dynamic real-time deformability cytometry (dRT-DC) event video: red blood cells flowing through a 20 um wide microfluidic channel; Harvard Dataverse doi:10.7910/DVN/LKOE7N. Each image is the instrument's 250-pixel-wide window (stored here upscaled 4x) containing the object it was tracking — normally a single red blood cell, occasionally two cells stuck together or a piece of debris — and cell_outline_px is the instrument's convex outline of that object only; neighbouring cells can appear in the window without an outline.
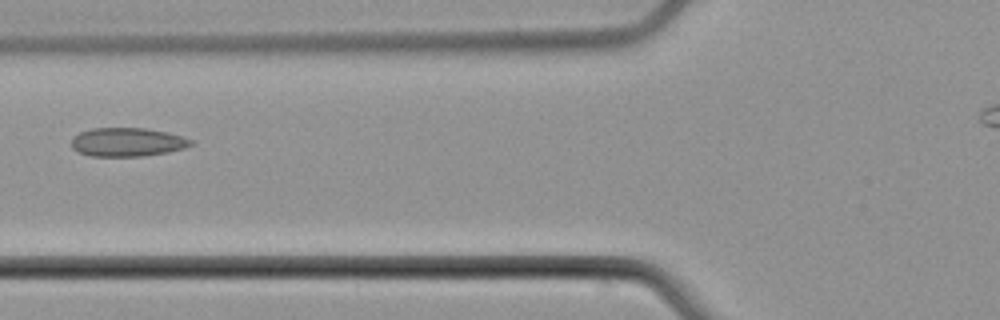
{"species": "common noctule bat (a hibernating species)", "species_latin": "Nyctalus noctula", "temperature_condition": "cold", "stored_images_in_passage": 4, "camera_frame_rate_fps": 3000, "um_per_image_px": 0.085, "animal": {"sex": "male", "body_mass_g": 21.5, "forearm_length_mm": 52.0}, "frame": {"image": 1, "passage_image": 3, "time_ms": 2.667, "image_size_px": [1000, 320], "cell_outline_px": [[196, 144], [184, 148], [168, 152], [140, 156], [92, 156], [80, 152], [72, 148], [72, 136], [80, 132], [92, 128], [144, 128], [168, 132], [184, 136], [192, 140]], "centroid_in_image_um": [10.86, 12.07], "position_along_channel_um": 114.9, "area_um2": 20.06}}
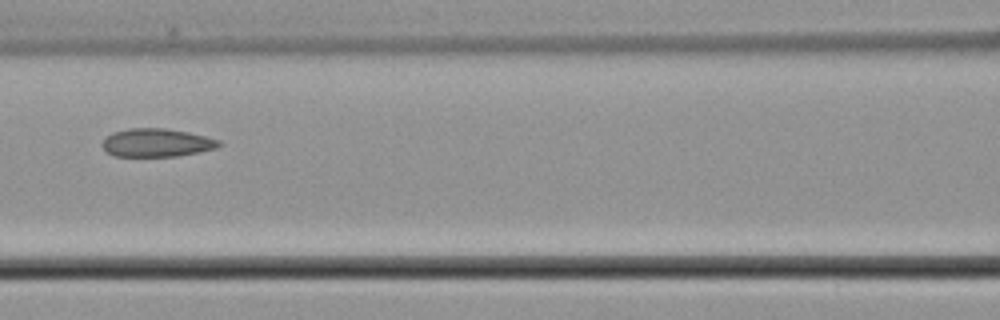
{"frame": {"image": 2, "passage_image": 4, "time_ms": 3.667, "image_size_px": [1000, 320], "cell_outline_px": [[224, 144], [216, 148], [200, 152], [176, 156], [112, 156], [100, 144], [112, 132], [128, 128], [168, 128], [188, 132], [220, 140]], "centroid_in_image_um": [13.33, 12.12], "position_along_channel_um": 153.3, "area_um2": 19.31}}